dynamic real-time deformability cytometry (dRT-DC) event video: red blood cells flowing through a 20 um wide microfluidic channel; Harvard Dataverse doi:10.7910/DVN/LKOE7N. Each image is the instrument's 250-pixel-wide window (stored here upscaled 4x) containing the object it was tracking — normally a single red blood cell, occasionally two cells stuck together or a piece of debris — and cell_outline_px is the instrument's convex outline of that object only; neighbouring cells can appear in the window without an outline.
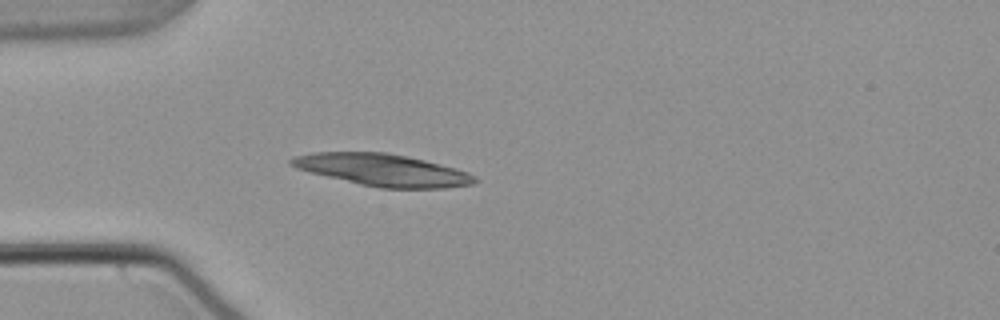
{"species": "common noctule bat (a hibernating species)", "species_latin": "Nyctalus noctula", "temperature_condition": "warm", "stored_images_in_passage": 39, "camera_frame_rate_fps": 3000, "um_per_image_px": 0.085, "animal": {"sex": "male", "body_mass_g": 21.5, "forearm_length_mm": 52.0}, "frame": {"image": 1, "passage_image": 1, "time_ms": 0.0, "image_size_px": [1000, 320], "cell_outline_px": [[480, 180], [472, 184], [444, 188], [380, 188], [360, 184], [296, 168], [288, 164], [288, 160], [292, 156], [312, 152], [388, 152], [424, 160], [468, 172], [476, 176]], "centroid_in_image_um": [32.51, 14.44], "position_along_channel_um": 52.5, "area_um2": 34.1}}